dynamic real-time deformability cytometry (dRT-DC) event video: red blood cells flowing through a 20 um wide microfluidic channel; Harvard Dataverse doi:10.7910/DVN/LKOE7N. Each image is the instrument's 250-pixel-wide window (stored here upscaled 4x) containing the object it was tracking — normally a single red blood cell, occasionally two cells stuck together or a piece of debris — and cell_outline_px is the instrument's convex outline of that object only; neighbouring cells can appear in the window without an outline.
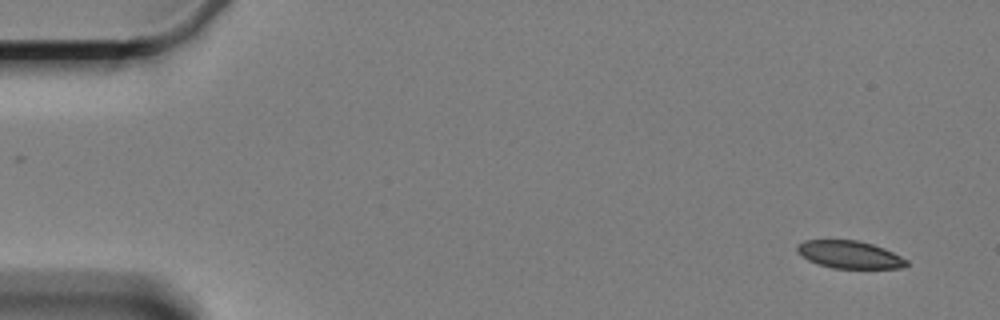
{"species": "Egyptian fruit bat (a non-hibernating species)", "species_latin": "Rousettus aegyptiacus", "temperature_condition": "cold", "stored_images_in_passage": 2, "camera_frame_rate_fps": 3000, "um_per_image_px": 0.085, "animal": {"sex": "female"}, "frame": {"image": 1, "passage_image": 2, "time_ms": 1.333, "image_size_px": [1000, 320], "cell_outline_px": [[908, 264], [904, 268], [832, 268], [808, 260], [796, 252], [796, 244], [804, 240], [856, 240], [872, 244], [884, 248], [908, 260]], "centroid_in_image_um": [72.19, 21.64], "position_along_channel_um": 12.8, "area_um2": 17.57}}